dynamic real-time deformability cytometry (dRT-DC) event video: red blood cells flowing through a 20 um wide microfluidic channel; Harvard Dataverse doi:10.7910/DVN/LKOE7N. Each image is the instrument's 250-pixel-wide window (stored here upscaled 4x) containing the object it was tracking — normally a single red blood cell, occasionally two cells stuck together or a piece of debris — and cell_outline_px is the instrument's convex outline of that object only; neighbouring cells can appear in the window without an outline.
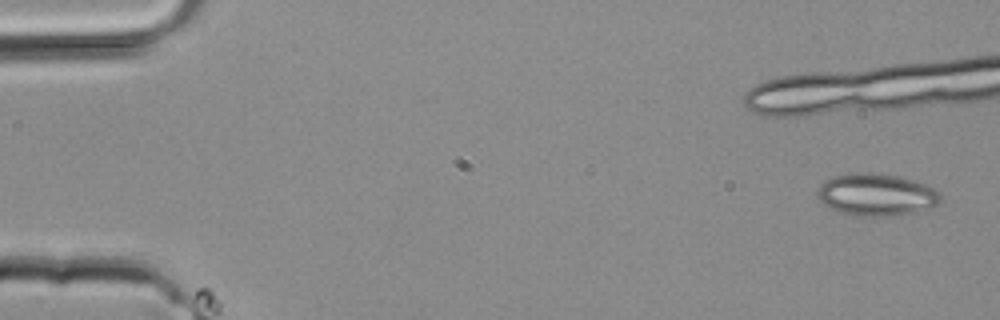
{"species": "common noctule bat (a hibernating species)", "species_latin": "Nyctalus noctula", "temperature_condition": "room temperature", "stored_images_in_passage": 3, "camera_frame_rate_fps": 3000, "um_per_image_px": 0.085, "animal": {"sex": "male", "body_mass_g": 20.4}, "frame": {"image": 1, "passage_image": 3, "time_ms": 0.667, "image_size_px": [1000, 320], "cell_outline_px": [[944, 200], [932, 208], [916, 212], [892, 216], [856, 216], [840, 212], [824, 204], [816, 196], [816, 192], [820, 184], [824, 180], [832, 176], [852, 172], [872, 172], [896, 176], [912, 180], [924, 184], [940, 192]], "centroid_in_image_um": [74.49, 16.55], "position_along_channel_um": 10.5, "area_um2": 30.69}}